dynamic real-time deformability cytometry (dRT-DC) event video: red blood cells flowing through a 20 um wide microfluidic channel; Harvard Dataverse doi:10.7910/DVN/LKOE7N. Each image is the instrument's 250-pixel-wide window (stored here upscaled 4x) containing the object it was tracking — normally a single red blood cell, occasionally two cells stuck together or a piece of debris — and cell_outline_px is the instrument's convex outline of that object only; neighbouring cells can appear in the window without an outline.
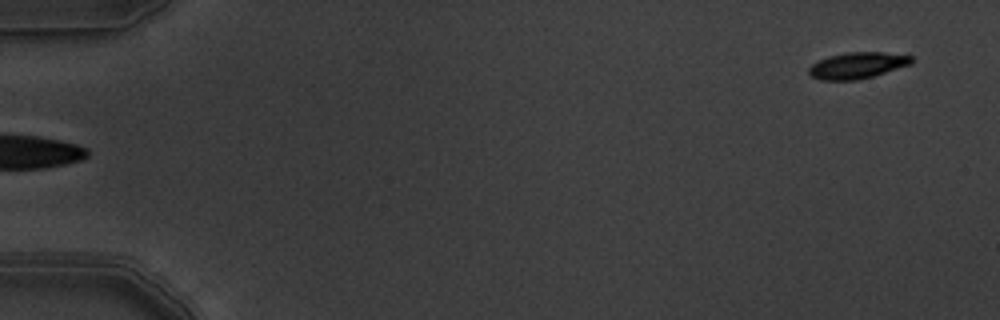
{"species": "common noctule bat (a hibernating species)", "species_latin": "Nyctalus noctula", "temperature_condition": "warm", "stored_images_in_passage": 5, "segment_of_instrument_passage": [2, 2], "camera_frame_rate_fps": 3000, "um_per_image_px": 0.085, "animal": {"sex": "male", "body_mass_g": 19.5, "forearm_length_mm": 54.6}, "frame": {"image": 1, "passage_image": 5, "time_ms": 1.333, "image_size_px": [1000, 320], "cell_outline_px": [[912, 64], [872, 76], [856, 80], [820, 80], [812, 76], [808, 72], [808, 68], [812, 64], [828, 56], [848, 52], [884, 52], [912, 56]], "centroid_in_image_um": [72.87, 5.56], "position_along_channel_um": 12.1, "area_um2": 15.61}}